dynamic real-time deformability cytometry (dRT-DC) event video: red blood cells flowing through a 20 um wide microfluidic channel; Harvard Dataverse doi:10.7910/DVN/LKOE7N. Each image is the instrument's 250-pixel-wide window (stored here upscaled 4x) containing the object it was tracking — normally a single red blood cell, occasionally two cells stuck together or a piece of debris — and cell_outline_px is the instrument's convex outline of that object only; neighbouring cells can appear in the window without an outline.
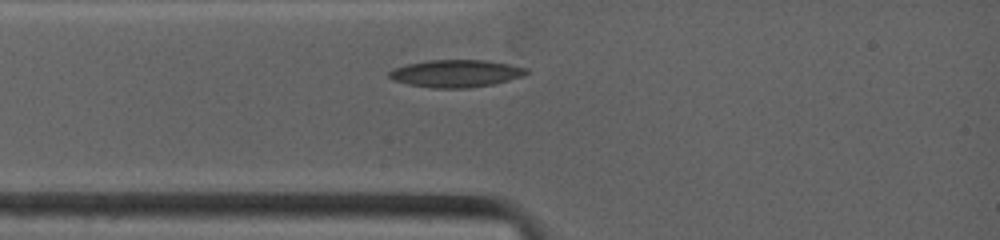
{"species": "common noctule bat (a hibernating species)", "species_latin": "Nyctalus noctula", "temperature_condition": "warm", "stored_images_in_passage": 21, "camera_frame_rate_fps": 4500, "um_per_image_px": 0.085, "animal": {"sex": "female", "body_mass_g": 19.0, "forearm_length_mm": 53.3}, "frame": {"image": 1, "passage_image": 1, "time_ms": 0.0, "image_size_px": [1000, 240], "cell_outline_px": [[528, 72], [524, 76], [492, 84], [468, 88], [432, 88], [408, 84], [392, 80], [388, 76], [388, 72], [392, 68], [408, 64], [428, 60], [484, 60], [508, 64], [528, 68]], "centroid_in_image_um": [38.72, 6.24], "position_along_channel_um": 46.3, "area_um2": 21.91}}
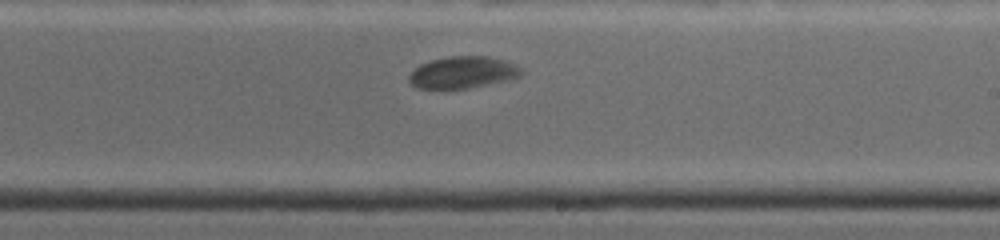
{"frame": {"image": 2, "passage_image": 12, "time_ms": 5.333, "image_size_px": [1000, 240], "cell_outline_px": [[520, 76], [512, 80], [468, 88], [416, 88], [408, 80], [408, 76], [420, 64], [432, 60], [452, 56], [488, 56], [504, 60], [516, 64], [520, 68]], "centroid_in_image_um": [39.36, 6.15], "position_along_channel_um": 249.6, "area_um2": 20.75}}
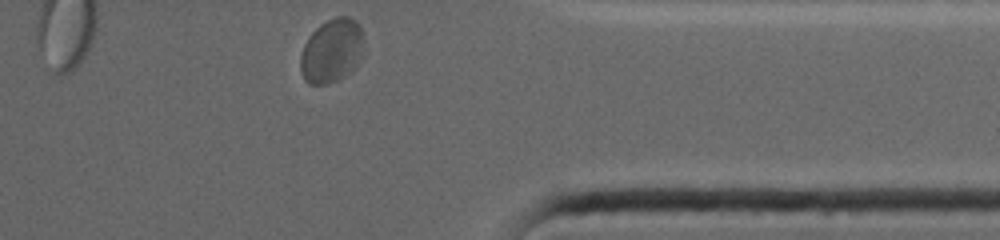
{"frame": {"image": 3, "passage_image": 21, "time_ms": 9.111, "image_size_px": [1000, 240], "cell_outline_px": [[364, 56], [344, 76], [328, 84], [308, 84], [304, 80], [300, 68], [300, 56], [304, 44], [308, 36], [320, 24], [336, 16], [348, 16], [356, 20], [360, 24], [364, 40]], "centroid_in_image_um": [28.21, 4.29], "position_along_channel_um": 383.2, "area_um2": 23.93}}